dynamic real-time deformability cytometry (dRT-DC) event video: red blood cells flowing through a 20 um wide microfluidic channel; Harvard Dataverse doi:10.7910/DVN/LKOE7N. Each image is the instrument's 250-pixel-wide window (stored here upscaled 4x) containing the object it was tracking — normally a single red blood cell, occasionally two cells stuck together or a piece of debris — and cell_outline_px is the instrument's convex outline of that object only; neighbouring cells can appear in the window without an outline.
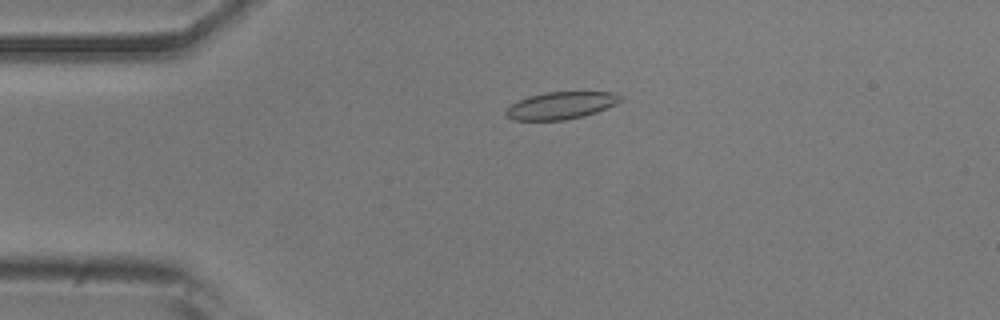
{"species": "common noctule bat (a hibernating species)", "species_latin": "Nyctalus noctula", "temperature_condition": "room temperature", "stored_images_in_passage": 53, "camera_frame_rate_fps": 3000, "um_per_image_px": 0.085, "animal": {"sex": "male", "body_mass_g": 20.5, "forearm_length_mm": 52.5}, "frame": {"image": 1, "passage_image": 12, "time_ms": 3.667, "image_size_px": [1000, 320], "cell_outline_px": [[624, 100], [616, 104], [596, 112], [584, 116], [564, 120], [512, 120], [504, 112], [512, 104], [528, 96], [544, 92], [616, 92], [624, 96]], "centroid_in_image_um": [47.74, 8.95], "position_along_channel_um": 37.3, "area_um2": 18.26}}
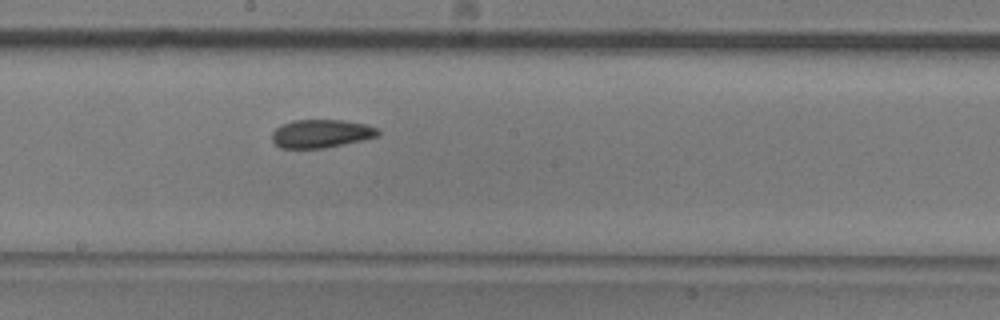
{"frame": {"image": 2, "passage_image": 29, "time_ms": 9.333, "image_size_px": [1000, 320], "cell_outline_px": [[380, 136], [324, 148], [280, 148], [272, 140], [272, 132], [276, 128], [292, 120], [344, 120], [368, 124], [376, 128], [380, 132]], "centroid_in_image_um": [27.31, 11.35], "position_along_channel_um": 220.9, "area_um2": 17.46}}
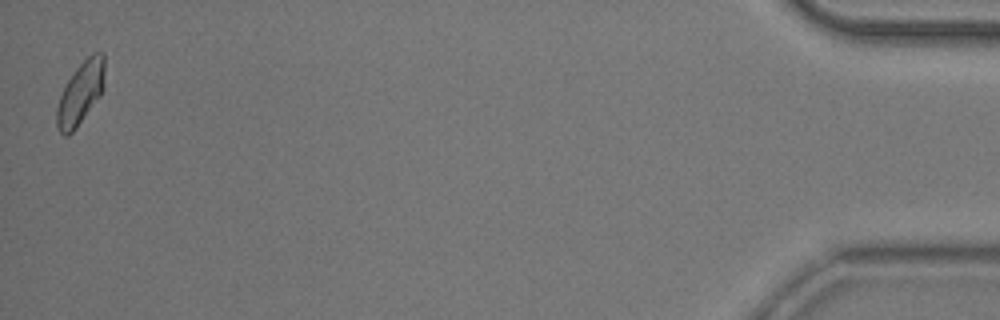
{"frame": {"image": 3, "passage_image": 53, "time_ms": 17.333, "image_size_px": [1000, 320], "cell_outline_px": [[104, 88], [100, 96], [76, 128], [68, 136], [64, 136], [60, 132], [56, 124], [56, 108], [60, 96], [68, 80], [76, 68], [92, 52], [104, 52]], "centroid_in_image_um": [6.85, 7.91], "position_along_channel_um": 428.3, "area_um2": 17.46}, "authors_computed_cell_mechanics": {"area_um2": 18.0336, "velocity_mm_per_s": 3.7721, "shape_relaxation_time_tau1_ms": 4.886, "shape_relaxation_time_tau2_ms": 2.4468, "deformation_change_tau1": 0.1079, "deformation_change_tau2": 0.062}}